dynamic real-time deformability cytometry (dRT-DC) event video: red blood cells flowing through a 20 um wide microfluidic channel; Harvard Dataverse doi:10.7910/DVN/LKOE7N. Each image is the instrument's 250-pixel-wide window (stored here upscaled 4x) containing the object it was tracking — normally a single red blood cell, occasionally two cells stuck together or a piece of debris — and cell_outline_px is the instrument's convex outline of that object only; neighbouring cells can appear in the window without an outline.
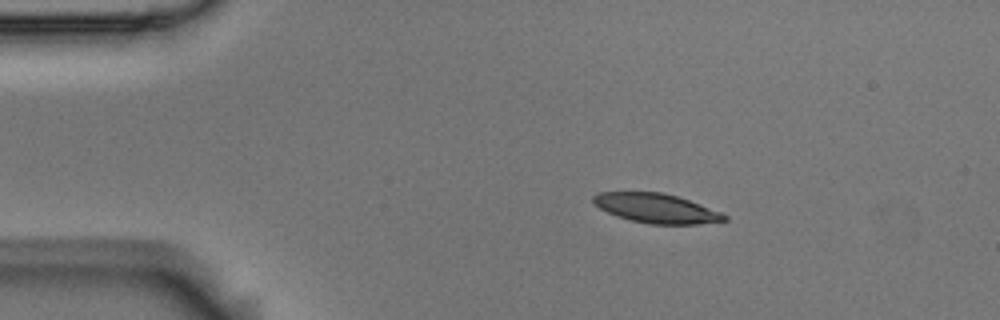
{"species": "Egyptian fruit bat (a non-hibernating species)", "species_latin": "Rousettus aegyptiacus", "temperature_condition": "room temperature", "stored_images_in_passage": 15, "camera_frame_rate_fps": 3000, "um_per_image_px": 0.085, "animal": {"sex": "male"}, "frame": {"image": 1, "passage_image": 3, "time_ms": 0.667, "image_size_px": [1000, 320], "cell_outline_px": [[728, 220], [700, 224], [648, 224], [616, 216], [600, 208], [592, 200], [592, 196], [600, 192], [664, 192], [688, 200], [720, 212], [728, 216]], "centroid_in_image_um": [55.78, 17.7], "position_along_channel_um": 29.2, "area_um2": 22.25}}
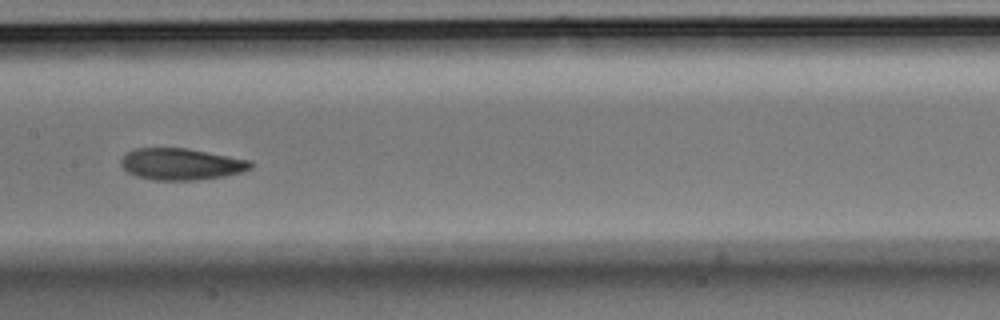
{"frame": {"image": 2, "passage_image": 8, "time_ms": 2.333, "image_size_px": [1000, 320], "cell_outline_px": [[252, 168], [240, 172], [224, 176], [196, 180], [156, 180], [136, 176], [128, 172], [120, 164], [120, 160], [128, 152], [136, 148], [184, 148], [252, 160]], "centroid_in_image_um": [15.4, 13.95], "position_along_channel_um": 192.0, "area_um2": 23.7}}
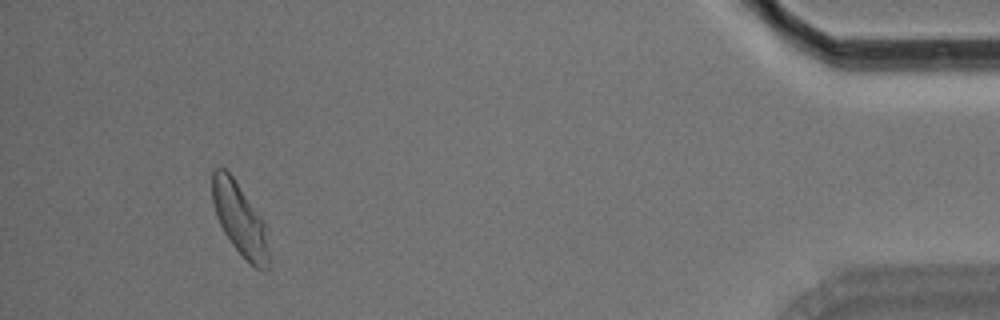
{"frame": {"image": 3, "passage_image": 14, "time_ms": 4.333, "image_size_px": [1000, 320], "cell_outline_px": [[268, 268], [256, 268], [232, 244], [224, 232], [216, 216], [212, 200], [212, 172], [216, 168], [224, 168], [232, 176], [264, 220], [268, 252]], "centroid_in_image_um": [20.36, 18.59], "position_along_channel_um": 414.8, "area_um2": 23.18}}